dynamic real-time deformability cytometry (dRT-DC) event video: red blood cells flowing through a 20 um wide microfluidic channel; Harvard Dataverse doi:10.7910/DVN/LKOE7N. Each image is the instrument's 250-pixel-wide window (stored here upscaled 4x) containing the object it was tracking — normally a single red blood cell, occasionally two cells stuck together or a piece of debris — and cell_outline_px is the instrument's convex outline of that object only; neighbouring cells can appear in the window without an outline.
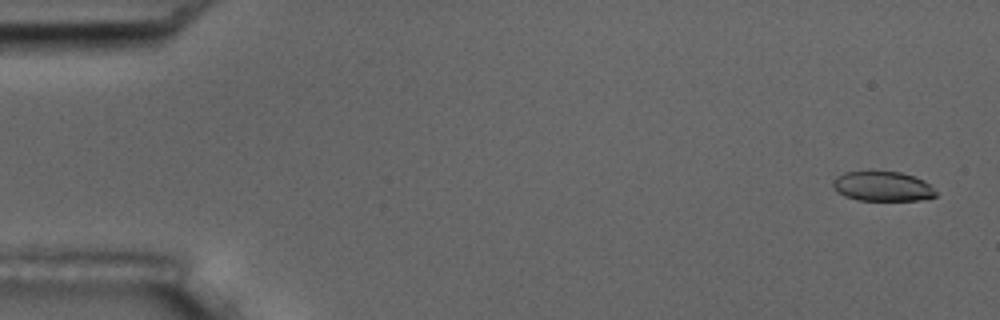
{"species": "common noctule bat (a hibernating species)", "species_latin": "Nyctalus noctula", "temperature_condition": "room temperature", "stored_images_in_passage": 5, "camera_frame_rate_fps": 3000, "um_per_image_px": 0.085, "animal": {"sex": "male", "body_mass_g": 17.5, "forearm_length_mm": 52.3}, "frame": {"image": 1, "passage_image": 1, "time_ms": 0.0, "image_size_px": [1000, 320], "cell_outline_px": [[936, 196], [920, 200], [856, 200], [844, 196], [836, 192], [832, 184], [836, 176], [844, 172], [900, 172], [924, 180], [936, 192]], "centroid_in_image_um": [74.98, 15.85], "position_along_channel_um": 10.0, "area_um2": 17.69}}
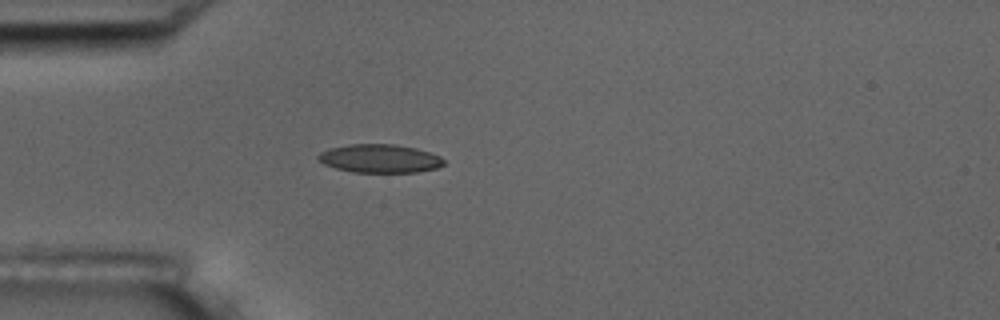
{"frame": {"image": 2, "passage_image": 5, "time_ms": 4.667, "image_size_px": [1000, 320], "cell_outline_px": [[444, 164], [436, 168], [416, 172], [352, 172], [336, 168], [324, 164], [316, 160], [316, 156], [320, 152], [328, 148], [348, 144], [396, 144], [416, 148], [440, 156], [444, 160]], "centroid_in_image_um": [32.23, 13.47], "position_along_channel_um": 52.8, "area_um2": 20.92}}